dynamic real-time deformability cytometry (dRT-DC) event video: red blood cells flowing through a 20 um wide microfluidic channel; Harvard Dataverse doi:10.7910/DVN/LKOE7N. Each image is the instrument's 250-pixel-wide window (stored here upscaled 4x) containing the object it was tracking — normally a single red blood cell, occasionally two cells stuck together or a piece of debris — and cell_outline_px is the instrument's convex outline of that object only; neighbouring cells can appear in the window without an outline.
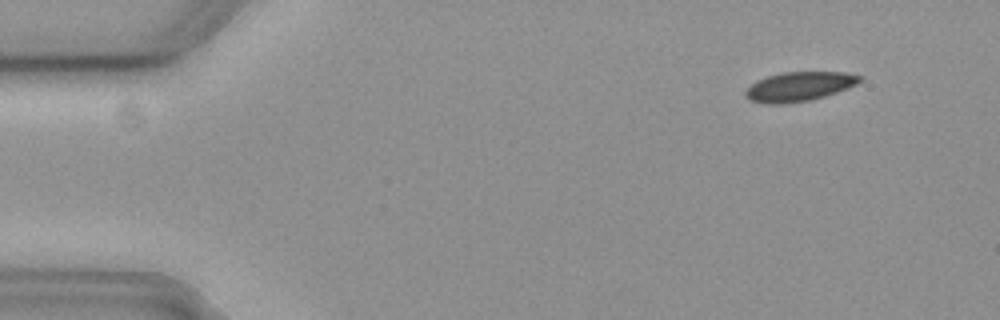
{"species": "common noctule bat (a hibernating species)", "species_latin": "Nyctalus noctula", "temperature_condition": "cold", "stored_images_in_passage": 54, "camera_frame_rate_fps": 3000, "um_per_image_px": 0.085, "animal": {"sex": "female", "body_mass_g": 19.3, "forearm_length_mm": 54.1}, "frame": {"image": 1, "passage_image": 3, "time_ms": 0.667, "image_size_px": [1000, 320], "cell_outline_px": [[864, 80], [848, 88], [824, 96], [808, 100], [784, 104], [768, 104], [752, 100], [744, 96], [744, 92], [756, 80], [780, 72], [848, 72], [864, 76]], "centroid_in_image_um": [67.97, 7.34], "position_along_channel_um": 17.0, "area_um2": 19.59}}
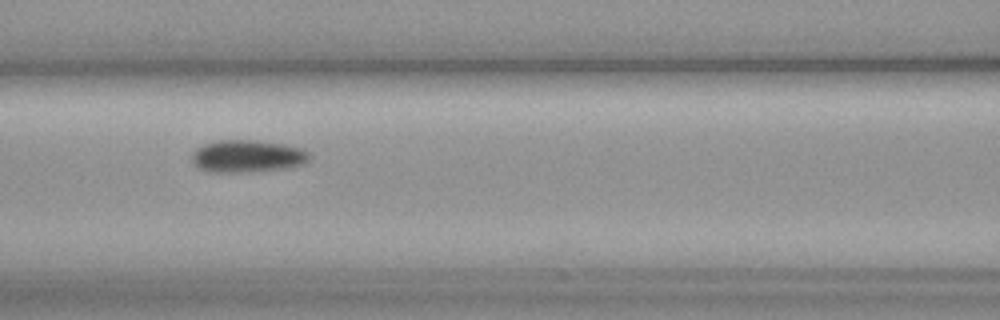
{"frame": {"image": 2, "passage_image": 22, "time_ms": 7.0, "image_size_px": [1000, 320], "cell_outline_px": [[312, 160], [304, 164], [288, 168], [252, 172], [208, 172], [196, 168], [192, 160], [192, 152], [196, 148], [204, 144], [220, 140], [256, 140], [284, 144], [300, 148], [308, 152], [312, 156]], "centroid_in_image_um": [21.04, 13.29], "position_along_channel_um": 145.6, "area_um2": 22.6}}
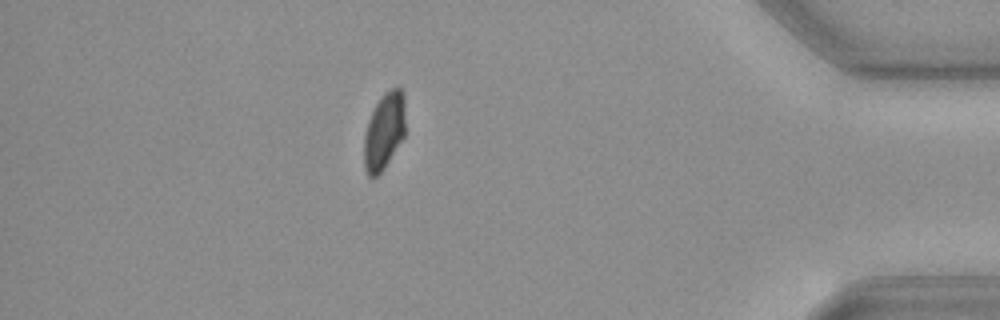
{"frame": {"image": 3, "passage_image": 47, "time_ms": 15.333, "image_size_px": [1000, 320], "cell_outline_px": [[404, 136], [384, 168], [376, 176], [368, 176], [364, 168], [364, 136], [368, 120], [380, 96], [384, 92], [392, 88], [400, 88], [404, 92]], "centroid_in_image_um": [32.64, 11.13], "position_along_channel_um": 402.6, "area_um2": 18.38}, "authors_computed_cell_mechanics": {"area_um2": 20.4034, "velocity_mm_per_s": 3.651, "shape_relaxation_time_tau1_ms": 2.9299, "shape_relaxation_time_tau2_ms": null, "deformation_change_tau1": 0.0674, "deformation_change_tau2": null}}